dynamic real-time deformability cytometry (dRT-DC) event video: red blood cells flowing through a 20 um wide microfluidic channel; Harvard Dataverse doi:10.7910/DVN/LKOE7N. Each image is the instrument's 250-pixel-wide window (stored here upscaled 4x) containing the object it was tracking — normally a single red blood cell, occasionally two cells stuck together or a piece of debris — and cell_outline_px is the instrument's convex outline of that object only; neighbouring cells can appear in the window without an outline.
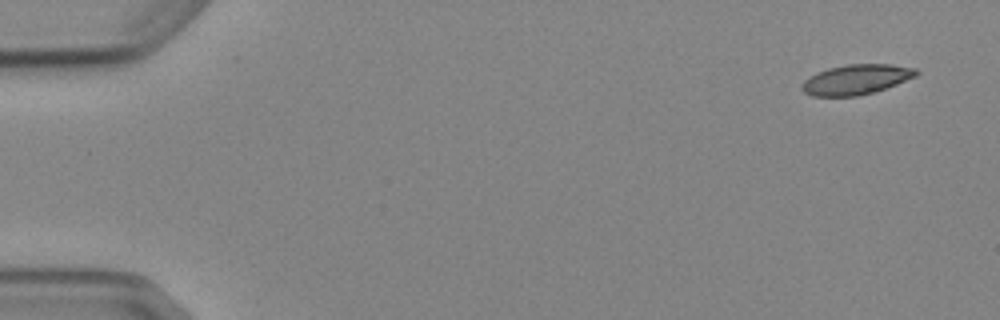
{"species": "Egyptian fruit bat (a non-hibernating species)", "species_latin": "Rousettus aegyptiacus", "temperature_condition": "cold", "stored_images_in_passage": 5, "camera_frame_rate_fps": 3000, "um_per_image_px": 0.085, "animal": {"sex": "female"}, "frame": {"image": 1, "passage_image": 1, "time_ms": 0.0, "image_size_px": [1000, 320], "cell_outline_px": [[920, 72], [916, 76], [876, 92], [856, 96], [812, 96], [804, 92], [800, 88], [804, 80], [816, 72], [828, 68], [848, 64], [892, 64], [916, 68]], "centroid_in_image_um": [72.78, 6.75], "position_along_channel_um": 12.2, "area_um2": 20.11}}
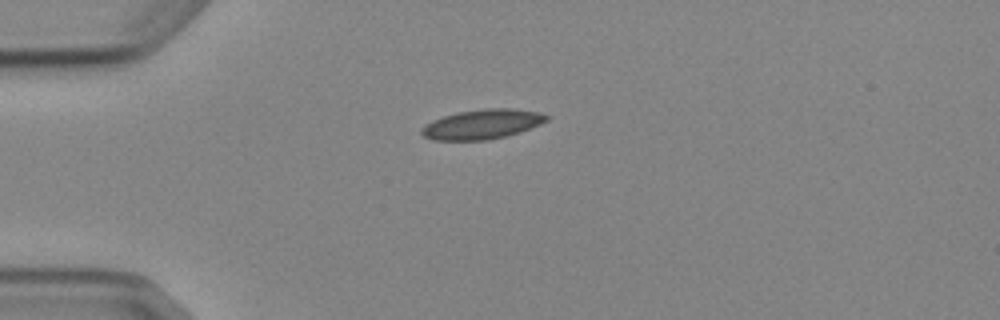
{"frame": {"image": 2, "passage_image": 4, "time_ms": 3.667, "image_size_px": [1000, 320], "cell_outline_px": [[548, 120], [540, 124], [520, 132], [488, 140], [432, 140], [424, 136], [420, 132], [420, 128], [424, 124], [432, 120], [456, 112], [484, 108], [512, 108], [540, 112], [548, 116]], "centroid_in_image_um": [40.96, 10.55], "position_along_channel_um": 44.0, "area_um2": 21.73}}